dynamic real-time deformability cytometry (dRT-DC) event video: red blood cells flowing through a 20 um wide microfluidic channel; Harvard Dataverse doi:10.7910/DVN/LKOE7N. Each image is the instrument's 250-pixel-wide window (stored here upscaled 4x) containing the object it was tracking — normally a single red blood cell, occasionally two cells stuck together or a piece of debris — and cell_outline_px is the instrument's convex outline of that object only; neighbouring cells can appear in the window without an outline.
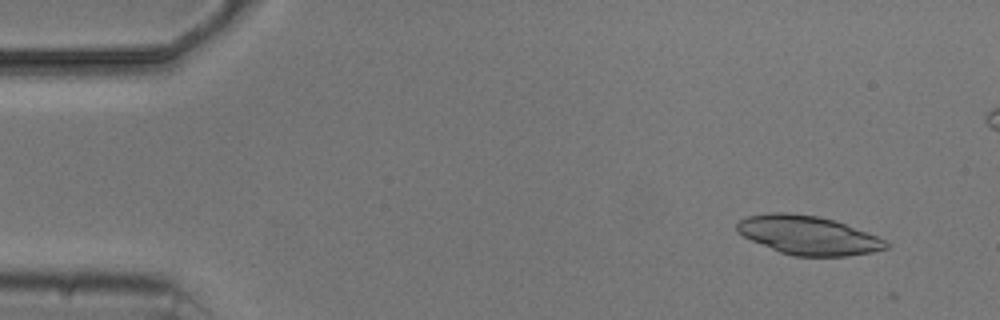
{"species": "common noctule bat (a hibernating species)", "species_latin": "Nyctalus noctula", "temperature_condition": "cold", "stored_images_in_passage": 4, "camera_frame_rate_fps": 3000, "um_per_image_px": 0.085, "animal": {"sex": "male", "body_mass_g": 20.5, "forearm_length_mm": 52.5}, "frame": {"image": 1, "passage_image": 1, "time_ms": 0.0, "image_size_px": [1000, 320], "cell_outline_px": [[892, 244], [888, 248], [872, 252], [848, 256], [792, 256], [780, 252], [752, 240], [736, 232], [736, 224], [740, 220], [748, 216], [768, 212], [788, 212], [820, 216], [844, 224], [888, 240]], "centroid_in_image_um": [68.71, 19.99], "position_along_channel_um": 16.3, "area_um2": 33.76}}